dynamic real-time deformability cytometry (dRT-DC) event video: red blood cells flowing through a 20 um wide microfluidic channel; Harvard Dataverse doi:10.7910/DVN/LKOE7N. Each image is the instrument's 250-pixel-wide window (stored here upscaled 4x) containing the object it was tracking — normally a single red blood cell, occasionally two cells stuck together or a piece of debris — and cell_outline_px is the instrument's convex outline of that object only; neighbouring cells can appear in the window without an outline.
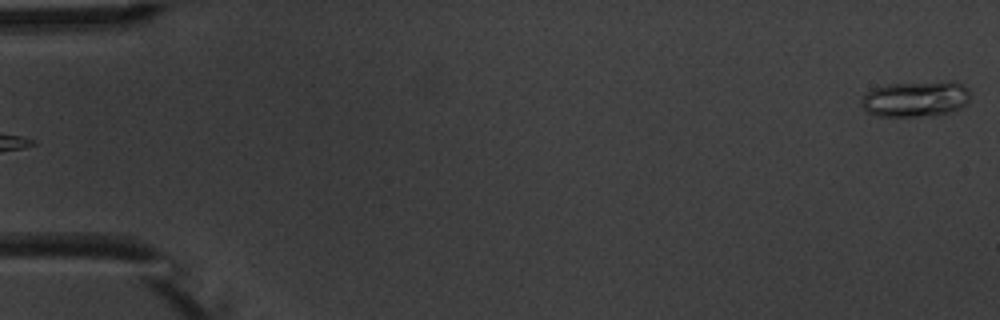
{"species": "common noctule bat (a hibernating species)", "species_latin": "Nyctalus noctula", "temperature_condition": "warm", "stored_images_in_passage": 3, "segment_of_instrument_passage": [2, 2], "camera_frame_rate_fps": 3000, "um_per_image_px": 0.085, "animal": {"sex": "male", "body_mass_g": 20.1, "forearm_length_mm": 53.5}, "frame": {"image": 1, "passage_image": 3, "time_ms": 2.333, "image_size_px": [1000, 320], "cell_outline_px": [[968, 104], [960, 108], [948, 112], [928, 116], [876, 116], [868, 112], [860, 104], [860, 100], [868, 92], [876, 88], [888, 84], [952, 80], [964, 84], [968, 88]], "centroid_in_image_um": [77.86, 8.39], "position_along_channel_um": 7.1, "area_um2": 22.83}}